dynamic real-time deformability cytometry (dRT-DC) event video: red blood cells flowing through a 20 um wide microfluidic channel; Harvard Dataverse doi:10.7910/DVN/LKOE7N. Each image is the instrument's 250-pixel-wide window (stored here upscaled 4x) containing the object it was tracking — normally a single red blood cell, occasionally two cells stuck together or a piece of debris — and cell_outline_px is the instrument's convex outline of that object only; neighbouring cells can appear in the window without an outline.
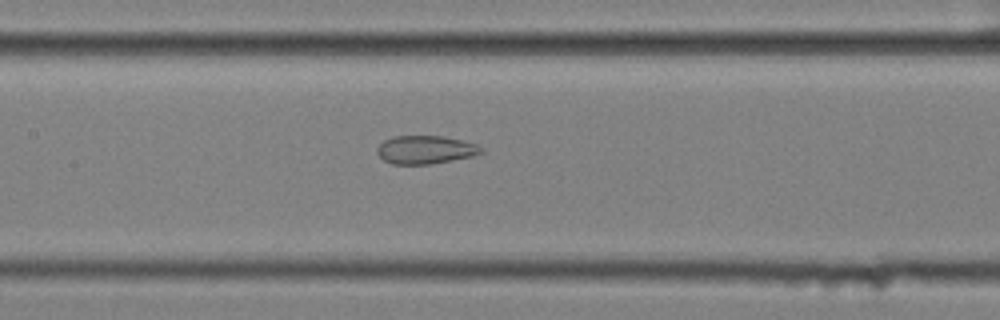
{"species": "common noctule bat (a hibernating species)", "species_latin": "Nyctalus noctula", "temperature_condition": "cold", "stored_images_in_passage": 45, "segment_of_instrument_passage": [2, 2], "camera_frame_rate_fps": 3000, "um_per_image_px": 0.085, "animal": {"sex": "female", "body_mass_g": 25.1}, "frame": {"image": 1, "passage_image": 15, "time_ms": 4.667, "image_size_px": [1000, 320], "cell_outline_px": [[484, 152], [472, 156], [428, 164], [392, 164], [384, 160], [376, 152], [376, 148], [384, 140], [392, 136], [444, 136], [464, 140], [476, 144], [484, 148]], "centroid_in_image_um": [36.16, 12.71], "position_along_channel_um": 171.2, "area_um2": 17.17}}
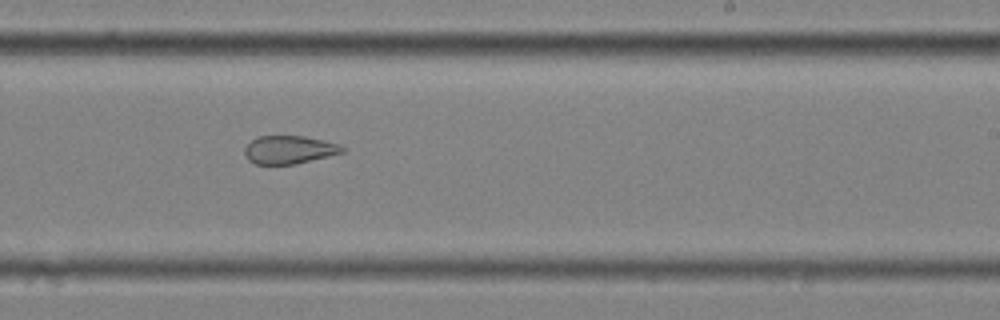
{"frame": {"image": 2, "passage_image": 23, "time_ms": 7.333, "image_size_px": [1000, 320], "cell_outline_px": [[344, 152], [296, 164], [256, 164], [248, 160], [244, 152], [244, 148], [256, 136], [304, 136], [340, 144], [344, 148]], "centroid_in_image_um": [24.56, 12.72], "position_along_channel_um": 264.4, "area_um2": 15.95}}
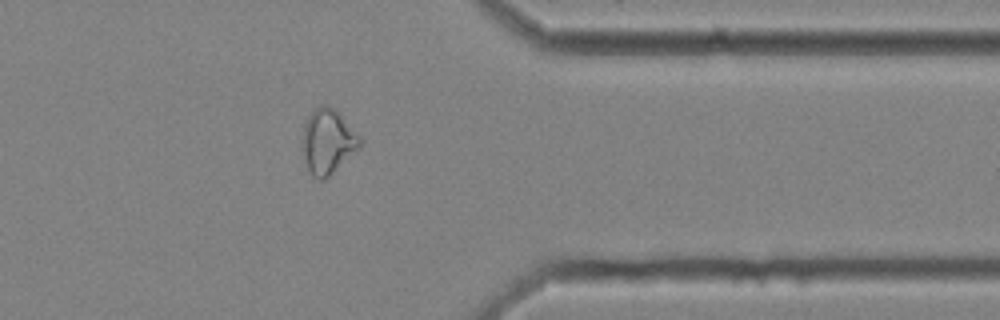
{"frame": {"image": 3, "passage_image": 34, "time_ms": 11.0, "image_size_px": [1000, 320], "cell_outline_px": [[360, 148], [324, 180], [320, 180], [312, 176], [300, 152], [300, 140], [304, 124], [308, 116], [320, 104], [324, 104], [336, 108], [340, 112], [360, 136]], "centroid_in_image_um": [27.82, 12.0], "position_along_channel_um": 383.6, "area_um2": 22.25}}